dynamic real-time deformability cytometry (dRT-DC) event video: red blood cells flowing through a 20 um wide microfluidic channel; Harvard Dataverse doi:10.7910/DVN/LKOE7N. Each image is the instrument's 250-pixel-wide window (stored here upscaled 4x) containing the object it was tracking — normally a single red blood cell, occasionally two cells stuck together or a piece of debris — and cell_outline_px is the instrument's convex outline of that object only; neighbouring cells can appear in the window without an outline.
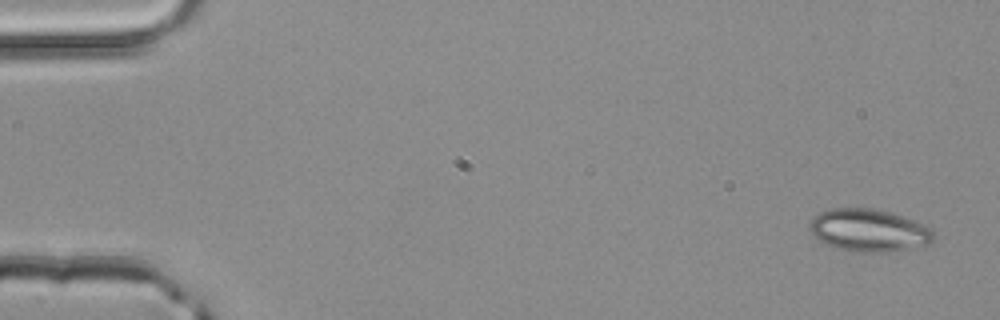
{"species": "common noctule bat (a hibernating species)", "species_latin": "Nyctalus noctula", "temperature_condition": "room temperature", "stored_images_in_passage": 4, "camera_frame_rate_fps": 3000, "um_per_image_px": 0.085, "animal": {"sex": "male", "body_mass_g": 20.4}, "frame": {"image": 1, "passage_image": 1, "time_ms": 0.0, "image_size_px": [1000, 320], "cell_outline_px": [[932, 240], [928, 244], [908, 248], [884, 252], [852, 252], [836, 248], [824, 244], [812, 236], [808, 228], [808, 224], [812, 216], [828, 208], [872, 208], [888, 212], [916, 220], [932, 228]], "centroid_in_image_um": [73.77, 19.57], "position_along_channel_um": 11.2, "area_um2": 31.04}}